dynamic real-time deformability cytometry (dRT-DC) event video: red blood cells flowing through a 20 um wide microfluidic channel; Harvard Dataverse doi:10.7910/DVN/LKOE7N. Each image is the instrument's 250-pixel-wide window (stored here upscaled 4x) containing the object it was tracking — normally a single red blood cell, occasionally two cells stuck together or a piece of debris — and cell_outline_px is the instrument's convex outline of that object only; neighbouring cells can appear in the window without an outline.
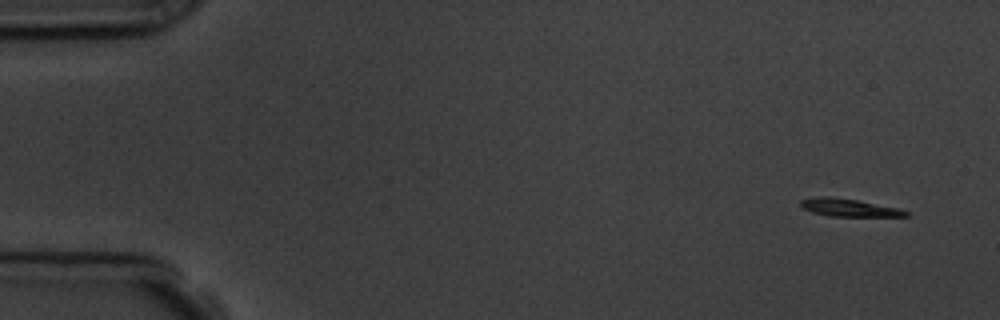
{"species": "common noctule bat (a hibernating species)", "species_latin": "Nyctalus noctula", "temperature_condition": "room temperature", "stored_images_in_passage": 5, "camera_frame_rate_fps": 3000, "um_per_image_px": 0.085, "animal": {"sex": "male", "body_mass_g": 19.5, "forearm_length_mm": 54.6}, "frame": {"image": 1, "passage_image": 1, "time_ms": 0.0, "image_size_px": [1000, 320], "cell_outline_px": [[908, 216], [828, 216], [812, 212], [800, 208], [800, 200], [820, 196], [828, 196], [856, 200], [900, 208], [908, 212]], "centroid_in_image_um": [72.11, 17.65], "position_along_channel_um": 12.9, "area_um2": 10.81}}